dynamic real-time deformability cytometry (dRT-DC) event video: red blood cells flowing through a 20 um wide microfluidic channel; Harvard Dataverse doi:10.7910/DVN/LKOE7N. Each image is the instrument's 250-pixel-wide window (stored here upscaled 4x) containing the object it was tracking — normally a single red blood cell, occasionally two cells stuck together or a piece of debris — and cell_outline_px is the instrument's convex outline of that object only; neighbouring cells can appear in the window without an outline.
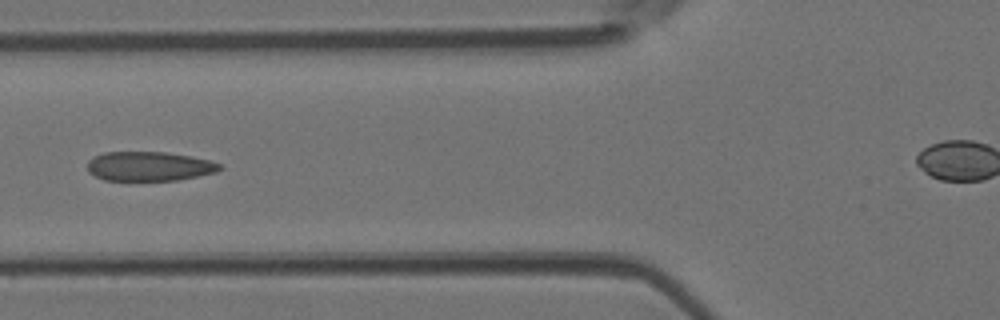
{"species": "Egyptian fruit bat (a non-hibernating species)", "species_latin": "Rousettus aegyptiacus", "temperature_condition": "room temperature", "stored_images_in_passage": 7, "camera_frame_rate_fps": 3000, "um_per_image_px": 0.085, "animal": {"sex": "female"}, "frame": {"image": 1, "passage_image": 6, "time_ms": 1.667, "image_size_px": [1000, 320], "cell_outline_px": [[224, 168], [216, 172], [176, 180], [104, 180], [88, 172], [88, 160], [92, 156], [104, 152], [164, 152], [188, 156], [208, 160], [220, 164]], "centroid_in_image_um": [12.64, 14.13], "position_along_channel_um": 113.2, "area_um2": 22.48}}
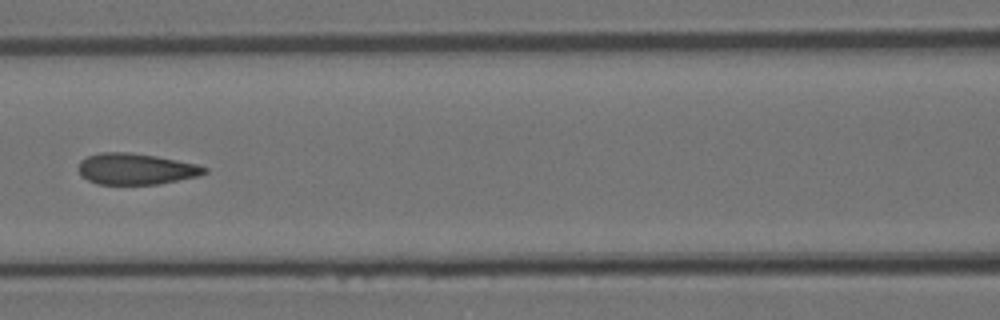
{"frame": {"image": 2, "passage_image": 7, "time_ms": 2.0, "image_size_px": [1000, 320], "cell_outline_px": [[208, 172], [200, 176], [156, 184], [96, 184], [80, 176], [80, 160], [88, 156], [100, 152], [132, 152], [156, 156], [196, 164], [208, 168]], "centroid_in_image_um": [11.56, 14.36], "position_along_channel_um": 155.0, "area_um2": 22.89}}